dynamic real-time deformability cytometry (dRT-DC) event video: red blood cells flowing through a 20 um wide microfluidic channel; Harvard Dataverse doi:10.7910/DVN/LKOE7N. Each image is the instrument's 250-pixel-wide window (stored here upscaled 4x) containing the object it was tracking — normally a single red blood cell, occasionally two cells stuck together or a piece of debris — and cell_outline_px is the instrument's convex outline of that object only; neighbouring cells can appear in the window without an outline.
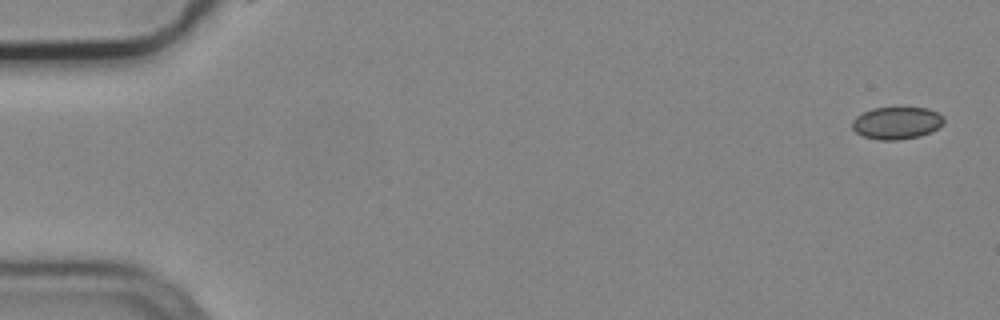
{"species": "common noctule bat (a hibernating species)", "species_latin": "Nyctalus noctula", "temperature_condition": "cold", "stored_images_in_passage": 2, "segment_of_instrument_passage": [2, 2], "camera_frame_rate_fps": 3000, "um_per_image_px": 0.085, "animal": {"sex": "male", "body_mass_g": 19.2, "forearm_length_mm": 51.8}, "frame": {"image": 1, "passage_image": 2, "time_ms": 0.333, "image_size_px": [1000, 320], "cell_outline_px": [[944, 124], [920, 136], [900, 140], [880, 140], [864, 136], [856, 132], [852, 128], [852, 120], [856, 116], [872, 108], [928, 108], [944, 116]], "centroid_in_image_um": [76.21, 10.45], "position_along_channel_um": 8.8, "area_um2": 17.17}}